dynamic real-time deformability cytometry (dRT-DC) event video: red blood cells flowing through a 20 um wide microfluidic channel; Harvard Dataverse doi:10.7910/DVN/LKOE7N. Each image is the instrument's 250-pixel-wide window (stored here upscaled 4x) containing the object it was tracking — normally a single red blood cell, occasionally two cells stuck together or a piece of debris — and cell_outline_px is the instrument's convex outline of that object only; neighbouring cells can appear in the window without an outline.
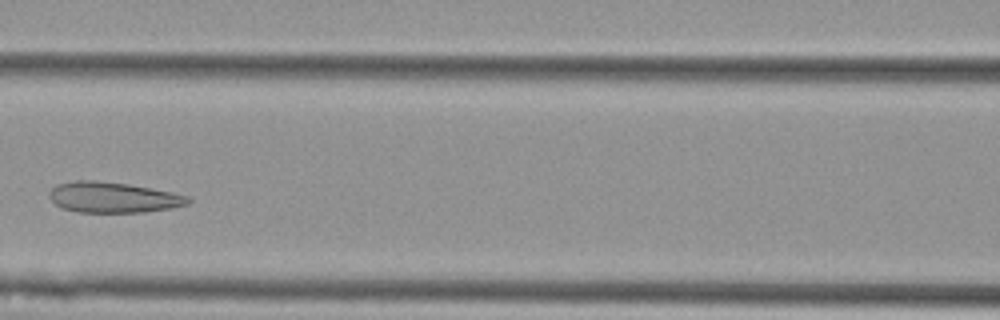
{"species": "Egyptian fruit bat (a non-hibernating species)", "species_latin": "Rousettus aegyptiacus", "temperature_condition": "cold", "stored_images_in_passage": 7, "camera_frame_rate_fps": 3000, "um_per_image_px": 0.085, "animal": {"sex": "female"}, "frame": {"image": 1, "passage_image": 4, "time_ms": 1.0, "image_size_px": [1000, 320], "cell_outline_px": [[192, 200], [188, 204], [172, 208], [144, 212], [76, 212], [60, 208], [48, 196], [48, 192], [56, 184], [76, 180], [96, 180], [128, 184], [172, 192], [188, 196]], "centroid_in_image_um": [9.59, 16.78], "position_along_channel_um": 157.0, "area_um2": 24.91}}
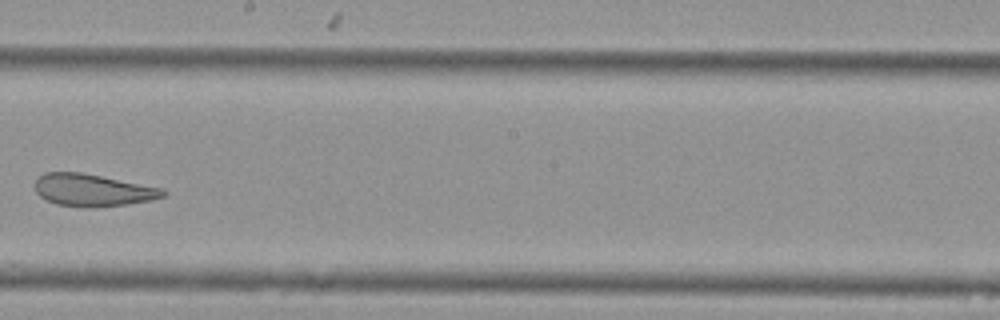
{"frame": {"image": 2, "passage_image": 6, "time_ms": 1.667, "image_size_px": [1000, 320], "cell_outline_px": [[168, 192], [164, 196], [152, 200], [128, 204], [96, 208], [88, 208], [56, 204], [40, 196], [36, 192], [36, 180], [44, 172], [80, 172], [164, 188]], "centroid_in_image_um": [7.92, 16.17], "position_along_channel_um": 240.3, "area_um2": 24.16}}
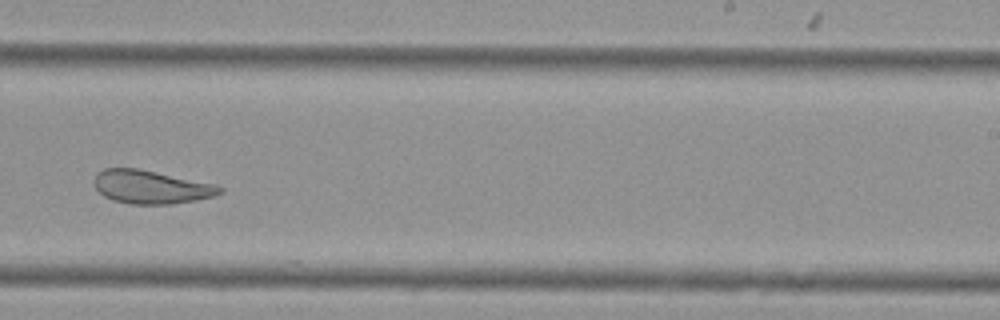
{"frame": {"image": 3, "passage_image": 7, "time_ms": 2.0, "image_size_px": [1000, 320], "cell_outline_px": [[224, 192], [216, 196], [172, 204], [128, 204], [112, 200], [104, 196], [96, 188], [92, 180], [96, 172], [104, 168], [140, 168], [216, 184], [224, 188]], "centroid_in_image_um": [12.84, 15.88], "position_along_channel_um": 276.2, "area_um2": 24.85}}